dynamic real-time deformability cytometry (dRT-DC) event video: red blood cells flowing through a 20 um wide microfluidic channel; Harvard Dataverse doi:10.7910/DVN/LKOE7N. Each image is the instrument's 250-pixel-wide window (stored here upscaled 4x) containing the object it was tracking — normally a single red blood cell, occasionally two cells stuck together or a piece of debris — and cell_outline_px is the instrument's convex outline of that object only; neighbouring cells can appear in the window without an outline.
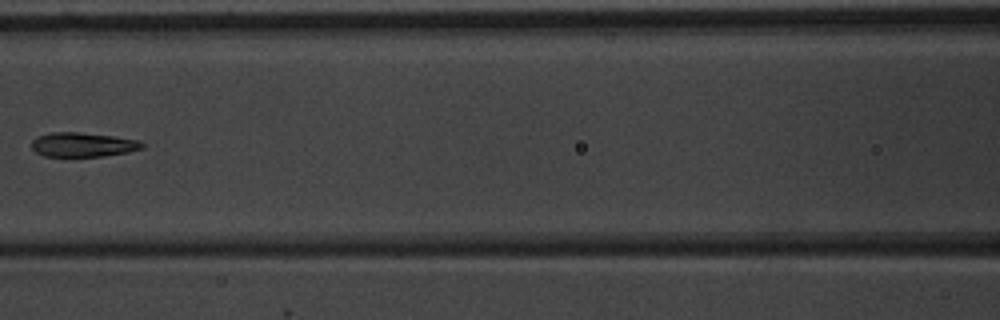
{"species": "common noctule bat (a hibernating species)", "species_latin": "Nyctalus noctula", "temperature_condition": "warm", "stored_images_in_passage": 6, "camera_frame_rate_fps": 3000, "um_per_image_px": 0.085, "animal": {"sex": "male", "body_mass_g": 20.1, "forearm_length_mm": 53.5}, "frame": {"image": 1, "passage_image": 6, "time_ms": 5.667, "image_size_px": [1000, 320], "cell_outline_px": [[144, 148], [128, 152], [104, 156], [44, 156], [36, 152], [32, 148], [32, 140], [36, 136], [52, 132], [80, 132], [112, 136], [140, 140], [144, 144]], "centroid_in_image_um": [7.05, 12.29], "position_along_channel_um": 159.5, "area_um2": 15.72}}